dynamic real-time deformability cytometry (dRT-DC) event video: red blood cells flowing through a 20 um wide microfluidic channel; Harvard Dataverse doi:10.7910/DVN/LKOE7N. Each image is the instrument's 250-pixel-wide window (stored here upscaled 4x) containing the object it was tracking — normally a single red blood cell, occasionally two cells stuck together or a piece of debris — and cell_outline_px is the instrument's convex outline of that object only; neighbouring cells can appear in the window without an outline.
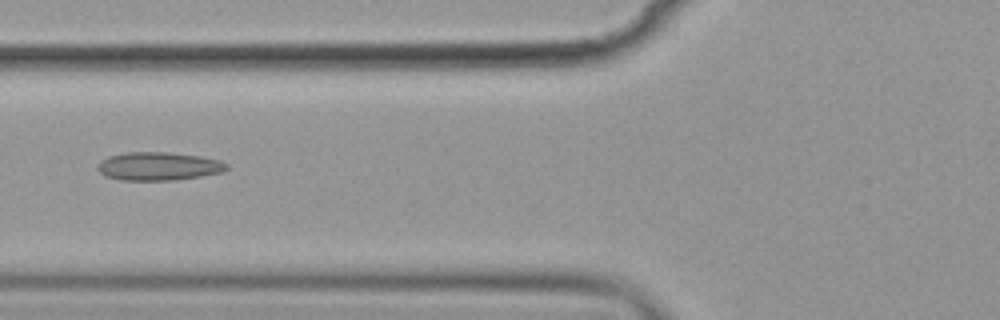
{"species": "common noctule bat (a hibernating species)", "species_latin": "Nyctalus noctula", "temperature_condition": "cold", "stored_images_in_passage": 6, "camera_frame_rate_fps": 3000, "um_per_image_px": 0.085, "animal": {"sex": "female", "body_mass_g": 19.9}, "frame": {"image": 1, "passage_image": 4, "time_ms": 4.667, "image_size_px": [1000, 320], "cell_outline_px": [[228, 168], [220, 172], [200, 176], [176, 180], [120, 180], [104, 176], [96, 168], [100, 160], [108, 156], [128, 152], [168, 152], [200, 156], [220, 160], [228, 164]], "centroid_in_image_um": [13.44, 14.13], "position_along_channel_um": 112.4, "area_um2": 21.33}}
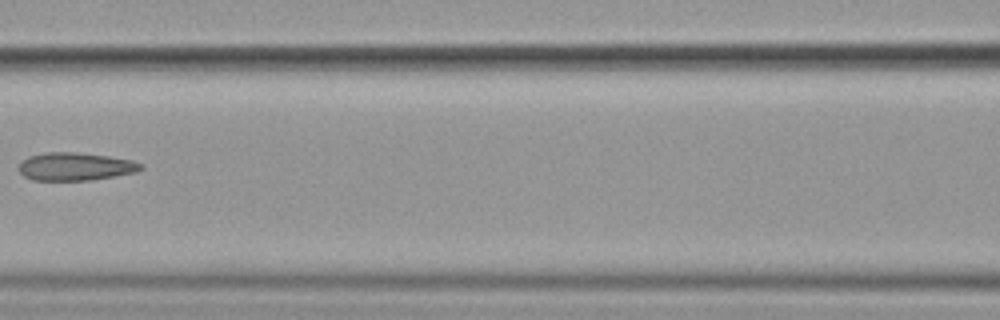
{"frame": {"image": 2, "passage_image": 5, "time_ms": 6.0, "image_size_px": [1000, 320], "cell_outline_px": [[144, 168], [136, 172], [88, 180], [32, 180], [24, 176], [20, 172], [20, 164], [28, 156], [44, 152], [76, 152], [108, 156], [132, 160], [140, 164]], "centroid_in_image_um": [6.39, 14.15], "position_along_channel_um": 160.2, "area_um2": 19.65}}
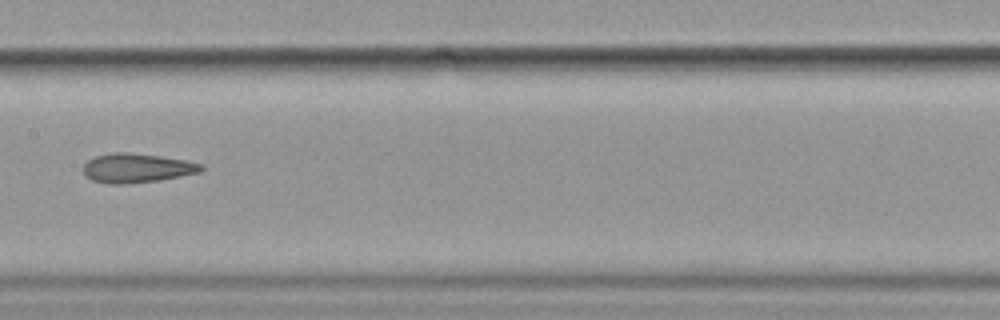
{"frame": {"image": 3, "passage_image": 6, "time_ms": 7.0, "image_size_px": [1000, 320], "cell_outline_px": [[204, 168], [200, 172], [160, 180], [120, 184], [108, 184], [92, 180], [84, 172], [84, 164], [88, 160], [96, 156], [112, 152], [128, 152], [160, 156], [188, 160], [204, 164]], "centroid_in_image_um": [11.67, 14.27], "position_along_channel_um": 195.7, "area_um2": 20.06}}